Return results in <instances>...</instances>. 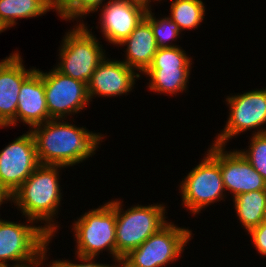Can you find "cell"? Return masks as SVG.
Masks as SVG:
<instances>
[{
    "label": "cell",
    "instance_id": "18",
    "mask_svg": "<svg viewBox=\"0 0 266 267\" xmlns=\"http://www.w3.org/2000/svg\"><path fill=\"white\" fill-rule=\"evenodd\" d=\"M119 45H127L126 60L123 62L140 73H144L152 64L154 55L159 48L151 24L145 18Z\"/></svg>",
    "mask_w": 266,
    "mask_h": 267
},
{
    "label": "cell",
    "instance_id": "5",
    "mask_svg": "<svg viewBox=\"0 0 266 267\" xmlns=\"http://www.w3.org/2000/svg\"><path fill=\"white\" fill-rule=\"evenodd\" d=\"M77 243V255L96 257L107 249L116 260L115 200L85 212L73 223Z\"/></svg>",
    "mask_w": 266,
    "mask_h": 267
},
{
    "label": "cell",
    "instance_id": "19",
    "mask_svg": "<svg viewBox=\"0 0 266 267\" xmlns=\"http://www.w3.org/2000/svg\"><path fill=\"white\" fill-rule=\"evenodd\" d=\"M50 9L56 10V0H0V21L7 29L17 18L42 16Z\"/></svg>",
    "mask_w": 266,
    "mask_h": 267
},
{
    "label": "cell",
    "instance_id": "16",
    "mask_svg": "<svg viewBox=\"0 0 266 267\" xmlns=\"http://www.w3.org/2000/svg\"><path fill=\"white\" fill-rule=\"evenodd\" d=\"M101 9V32L113 45L122 43L144 18L146 11L126 0H109Z\"/></svg>",
    "mask_w": 266,
    "mask_h": 267
},
{
    "label": "cell",
    "instance_id": "14",
    "mask_svg": "<svg viewBox=\"0 0 266 267\" xmlns=\"http://www.w3.org/2000/svg\"><path fill=\"white\" fill-rule=\"evenodd\" d=\"M24 67L18 52L0 62V127L15 125L20 87L36 70Z\"/></svg>",
    "mask_w": 266,
    "mask_h": 267
},
{
    "label": "cell",
    "instance_id": "1",
    "mask_svg": "<svg viewBox=\"0 0 266 267\" xmlns=\"http://www.w3.org/2000/svg\"><path fill=\"white\" fill-rule=\"evenodd\" d=\"M42 165L73 166L92 156L103 135L86 128L50 119L29 130ZM102 138V139H101Z\"/></svg>",
    "mask_w": 266,
    "mask_h": 267
},
{
    "label": "cell",
    "instance_id": "32",
    "mask_svg": "<svg viewBox=\"0 0 266 267\" xmlns=\"http://www.w3.org/2000/svg\"><path fill=\"white\" fill-rule=\"evenodd\" d=\"M10 266L14 267L13 265H8V266L7 265H0V267H10Z\"/></svg>",
    "mask_w": 266,
    "mask_h": 267
},
{
    "label": "cell",
    "instance_id": "21",
    "mask_svg": "<svg viewBox=\"0 0 266 267\" xmlns=\"http://www.w3.org/2000/svg\"><path fill=\"white\" fill-rule=\"evenodd\" d=\"M171 16L179 29H194L204 20L205 6L201 0H174L170 6Z\"/></svg>",
    "mask_w": 266,
    "mask_h": 267
},
{
    "label": "cell",
    "instance_id": "13",
    "mask_svg": "<svg viewBox=\"0 0 266 267\" xmlns=\"http://www.w3.org/2000/svg\"><path fill=\"white\" fill-rule=\"evenodd\" d=\"M225 145L218 144V164L225 190L231 191L233 198L239 194L266 190L265 179L252 167L247 159L237 151H224Z\"/></svg>",
    "mask_w": 266,
    "mask_h": 267
},
{
    "label": "cell",
    "instance_id": "25",
    "mask_svg": "<svg viewBox=\"0 0 266 267\" xmlns=\"http://www.w3.org/2000/svg\"><path fill=\"white\" fill-rule=\"evenodd\" d=\"M248 234L252 237V242L258 253L266 256V224L261 223L259 226L252 228Z\"/></svg>",
    "mask_w": 266,
    "mask_h": 267
},
{
    "label": "cell",
    "instance_id": "6",
    "mask_svg": "<svg viewBox=\"0 0 266 267\" xmlns=\"http://www.w3.org/2000/svg\"><path fill=\"white\" fill-rule=\"evenodd\" d=\"M207 153V157L184 178L179 189L182 204L193 214H198L202 208L222 200L224 196L225 189L218 164V144L213 143Z\"/></svg>",
    "mask_w": 266,
    "mask_h": 267
},
{
    "label": "cell",
    "instance_id": "15",
    "mask_svg": "<svg viewBox=\"0 0 266 267\" xmlns=\"http://www.w3.org/2000/svg\"><path fill=\"white\" fill-rule=\"evenodd\" d=\"M105 57L93 72L88 84L89 99L94 95L111 97L122 95L132 90L135 78H140L133 68L127 66L123 61H109ZM136 74V75H135Z\"/></svg>",
    "mask_w": 266,
    "mask_h": 267
},
{
    "label": "cell",
    "instance_id": "24",
    "mask_svg": "<svg viewBox=\"0 0 266 267\" xmlns=\"http://www.w3.org/2000/svg\"><path fill=\"white\" fill-rule=\"evenodd\" d=\"M248 149L239 152L266 181V133H254Z\"/></svg>",
    "mask_w": 266,
    "mask_h": 267
},
{
    "label": "cell",
    "instance_id": "20",
    "mask_svg": "<svg viewBox=\"0 0 266 267\" xmlns=\"http://www.w3.org/2000/svg\"><path fill=\"white\" fill-rule=\"evenodd\" d=\"M233 200L236 214L247 232L262 223L266 207V190L239 194Z\"/></svg>",
    "mask_w": 266,
    "mask_h": 267
},
{
    "label": "cell",
    "instance_id": "26",
    "mask_svg": "<svg viewBox=\"0 0 266 267\" xmlns=\"http://www.w3.org/2000/svg\"><path fill=\"white\" fill-rule=\"evenodd\" d=\"M77 257L79 260H81V264L72 263L68 260L67 261L56 260V261H53L52 263L54 267H117L116 265L110 266L106 264L103 265V264L95 263L94 261L95 257H86V256H80V255H77Z\"/></svg>",
    "mask_w": 266,
    "mask_h": 267
},
{
    "label": "cell",
    "instance_id": "33",
    "mask_svg": "<svg viewBox=\"0 0 266 267\" xmlns=\"http://www.w3.org/2000/svg\"><path fill=\"white\" fill-rule=\"evenodd\" d=\"M117 267H124V266L118 263Z\"/></svg>",
    "mask_w": 266,
    "mask_h": 267
},
{
    "label": "cell",
    "instance_id": "7",
    "mask_svg": "<svg viewBox=\"0 0 266 267\" xmlns=\"http://www.w3.org/2000/svg\"><path fill=\"white\" fill-rule=\"evenodd\" d=\"M192 231L166 223L138 248L122 258L124 267H163L179 258Z\"/></svg>",
    "mask_w": 266,
    "mask_h": 267
},
{
    "label": "cell",
    "instance_id": "23",
    "mask_svg": "<svg viewBox=\"0 0 266 267\" xmlns=\"http://www.w3.org/2000/svg\"><path fill=\"white\" fill-rule=\"evenodd\" d=\"M104 0H56V11L62 18H82L87 13L98 11ZM80 16V17H79Z\"/></svg>",
    "mask_w": 266,
    "mask_h": 267
},
{
    "label": "cell",
    "instance_id": "11",
    "mask_svg": "<svg viewBox=\"0 0 266 267\" xmlns=\"http://www.w3.org/2000/svg\"><path fill=\"white\" fill-rule=\"evenodd\" d=\"M230 115L224 130L214 140L216 144L226 145L228 140L249 129L256 128L255 134L266 133L258 128L266 124V88L226 98Z\"/></svg>",
    "mask_w": 266,
    "mask_h": 267
},
{
    "label": "cell",
    "instance_id": "8",
    "mask_svg": "<svg viewBox=\"0 0 266 267\" xmlns=\"http://www.w3.org/2000/svg\"><path fill=\"white\" fill-rule=\"evenodd\" d=\"M52 237L40 225L0 219V265L8 266V261H16L13 266L18 267L34 262L44 254Z\"/></svg>",
    "mask_w": 266,
    "mask_h": 267
},
{
    "label": "cell",
    "instance_id": "29",
    "mask_svg": "<svg viewBox=\"0 0 266 267\" xmlns=\"http://www.w3.org/2000/svg\"><path fill=\"white\" fill-rule=\"evenodd\" d=\"M9 201V197L7 196V194L0 188V202H5Z\"/></svg>",
    "mask_w": 266,
    "mask_h": 267
},
{
    "label": "cell",
    "instance_id": "9",
    "mask_svg": "<svg viewBox=\"0 0 266 267\" xmlns=\"http://www.w3.org/2000/svg\"><path fill=\"white\" fill-rule=\"evenodd\" d=\"M0 151V188L10 198L40 165L31 132Z\"/></svg>",
    "mask_w": 266,
    "mask_h": 267
},
{
    "label": "cell",
    "instance_id": "17",
    "mask_svg": "<svg viewBox=\"0 0 266 267\" xmlns=\"http://www.w3.org/2000/svg\"><path fill=\"white\" fill-rule=\"evenodd\" d=\"M19 119L31 126V129L51 119L47 109L42 71L39 69H36L20 87L15 125Z\"/></svg>",
    "mask_w": 266,
    "mask_h": 267
},
{
    "label": "cell",
    "instance_id": "28",
    "mask_svg": "<svg viewBox=\"0 0 266 267\" xmlns=\"http://www.w3.org/2000/svg\"><path fill=\"white\" fill-rule=\"evenodd\" d=\"M128 1L129 3H132V4H135V5H138L140 7H142L145 11H150V2L151 0H126Z\"/></svg>",
    "mask_w": 266,
    "mask_h": 267
},
{
    "label": "cell",
    "instance_id": "31",
    "mask_svg": "<svg viewBox=\"0 0 266 267\" xmlns=\"http://www.w3.org/2000/svg\"><path fill=\"white\" fill-rule=\"evenodd\" d=\"M6 30V27L0 21V33Z\"/></svg>",
    "mask_w": 266,
    "mask_h": 267
},
{
    "label": "cell",
    "instance_id": "27",
    "mask_svg": "<svg viewBox=\"0 0 266 267\" xmlns=\"http://www.w3.org/2000/svg\"><path fill=\"white\" fill-rule=\"evenodd\" d=\"M47 249H49V248H45V252H44V254H43L41 257H39L38 259H36L34 262L29 263V264H26V265L18 266V267H34V266L37 267V266H39L40 264L43 263V260L46 259V258H45V255H46V253H47ZM41 262H42V263H41ZM48 267H54L53 263L50 264Z\"/></svg>",
    "mask_w": 266,
    "mask_h": 267
},
{
    "label": "cell",
    "instance_id": "30",
    "mask_svg": "<svg viewBox=\"0 0 266 267\" xmlns=\"http://www.w3.org/2000/svg\"><path fill=\"white\" fill-rule=\"evenodd\" d=\"M262 223L266 224V207H265V210H264V213H263V221Z\"/></svg>",
    "mask_w": 266,
    "mask_h": 267
},
{
    "label": "cell",
    "instance_id": "2",
    "mask_svg": "<svg viewBox=\"0 0 266 267\" xmlns=\"http://www.w3.org/2000/svg\"><path fill=\"white\" fill-rule=\"evenodd\" d=\"M62 167L64 166L40 164L9 198L28 218V222L33 224L38 220L45 221L48 225L45 224L43 228L51 236H54L58 227L51 221L58 212L62 197L58 181V170Z\"/></svg>",
    "mask_w": 266,
    "mask_h": 267
},
{
    "label": "cell",
    "instance_id": "10",
    "mask_svg": "<svg viewBox=\"0 0 266 267\" xmlns=\"http://www.w3.org/2000/svg\"><path fill=\"white\" fill-rule=\"evenodd\" d=\"M186 55L178 46L158 48L152 64L144 72L150 76L149 89L172 95L186 90L192 65Z\"/></svg>",
    "mask_w": 266,
    "mask_h": 267
},
{
    "label": "cell",
    "instance_id": "12",
    "mask_svg": "<svg viewBox=\"0 0 266 267\" xmlns=\"http://www.w3.org/2000/svg\"><path fill=\"white\" fill-rule=\"evenodd\" d=\"M42 79L51 119L64 121L66 116L83 110L90 101L86 83L61 74L55 68L42 72Z\"/></svg>",
    "mask_w": 266,
    "mask_h": 267
},
{
    "label": "cell",
    "instance_id": "4",
    "mask_svg": "<svg viewBox=\"0 0 266 267\" xmlns=\"http://www.w3.org/2000/svg\"><path fill=\"white\" fill-rule=\"evenodd\" d=\"M86 25L79 23L62 41L55 69L61 74L88 84L93 72L105 58L102 46Z\"/></svg>",
    "mask_w": 266,
    "mask_h": 267
},
{
    "label": "cell",
    "instance_id": "3",
    "mask_svg": "<svg viewBox=\"0 0 266 267\" xmlns=\"http://www.w3.org/2000/svg\"><path fill=\"white\" fill-rule=\"evenodd\" d=\"M121 203L115 200L116 261L119 264L131 250L138 248L167 223L163 204L138 205L121 211Z\"/></svg>",
    "mask_w": 266,
    "mask_h": 267
},
{
    "label": "cell",
    "instance_id": "22",
    "mask_svg": "<svg viewBox=\"0 0 266 267\" xmlns=\"http://www.w3.org/2000/svg\"><path fill=\"white\" fill-rule=\"evenodd\" d=\"M144 18L151 24L156 44L159 48L175 47L177 45H170V42L180 35L181 30L178 25L172 21L169 17H164L161 20H157L154 14L150 11H146Z\"/></svg>",
    "mask_w": 266,
    "mask_h": 267
}]
</instances>
